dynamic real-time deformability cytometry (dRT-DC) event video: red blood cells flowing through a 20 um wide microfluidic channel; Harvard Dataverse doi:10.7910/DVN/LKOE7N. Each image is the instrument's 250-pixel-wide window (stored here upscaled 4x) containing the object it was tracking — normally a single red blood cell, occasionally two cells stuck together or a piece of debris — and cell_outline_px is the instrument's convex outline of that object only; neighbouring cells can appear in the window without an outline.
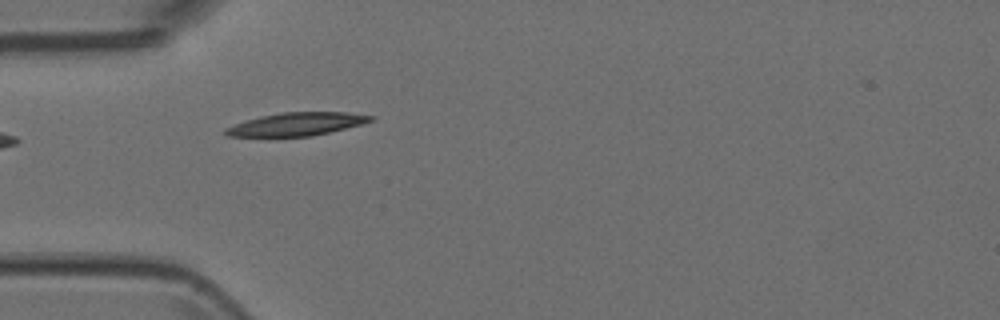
{"species": "Egyptian fruit bat (a non-hibernating species)", "species_latin": "Rousettus aegyptiacus", "temperature_condition": "room temperature", "stored_images_in_passage": 8, "camera_frame_rate_fps": 3000, "um_per_image_px": 0.085, "animal": {"sex": "female"}, "frame": {"image": 1, "passage_image": 5, "time_ms": 1.333, "image_size_px": [1000, 320], "cell_outline_px": [[376, 116], [372, 120], [360, 124], [312, 136], [224, 136], [224, 128], [244, 120], [260, 116], [280, 112], [348, 112]], "centroid_in_image_um": [25.16, 10.54], "position_along_channel_um": 59.8, "area_um2": 19.42}}
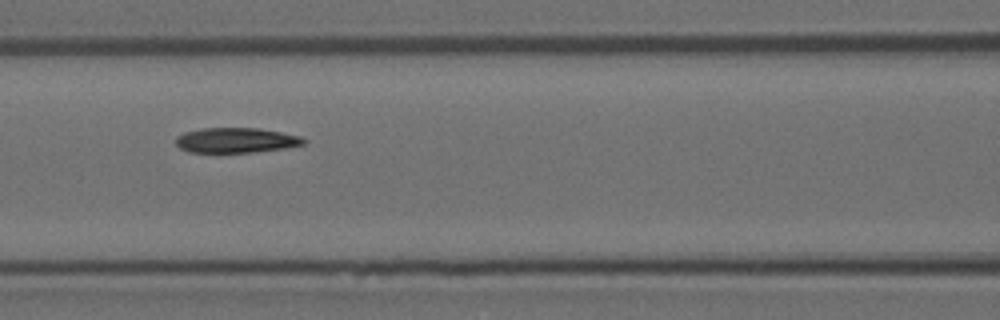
{"frame": {"image": 2, "passage_image": 7, "time_ms": 2.0, "image_size_px": [1000, 320], "cell_outline_px": [[308, 140], [304, 144], [284, 148], [252, 152], [188, 152], [180, 148], [176, 144], [176, 136], [184, 132], [200, 128], [256, 128], [280, 132], [300, 136]], "centroid_in_image_um": [20.04, 11.92], "position_along_channel_um": 146.6, "area_um2": 18.61}}
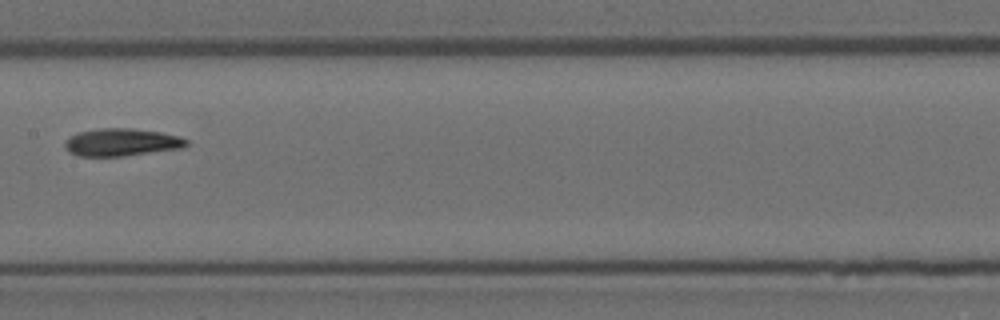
{"frame": {"image": 3, "passage_image": 8, "time_ms": 2.333, "image_size_px": [1000, 320], "cell_outline_px": [[188, 144], [184, 148], [124, 156], [76, 156], [68, 152], [64, 148], [64, 140], [68, 136], [80, 132], [100, 128], [132, 128], [160, 132], [180, 136], [188, 140]], "centroid_in_image_um": [10.31, 12.1], "position_along_channel_um": 197.1, "area_um2": 19.83}}